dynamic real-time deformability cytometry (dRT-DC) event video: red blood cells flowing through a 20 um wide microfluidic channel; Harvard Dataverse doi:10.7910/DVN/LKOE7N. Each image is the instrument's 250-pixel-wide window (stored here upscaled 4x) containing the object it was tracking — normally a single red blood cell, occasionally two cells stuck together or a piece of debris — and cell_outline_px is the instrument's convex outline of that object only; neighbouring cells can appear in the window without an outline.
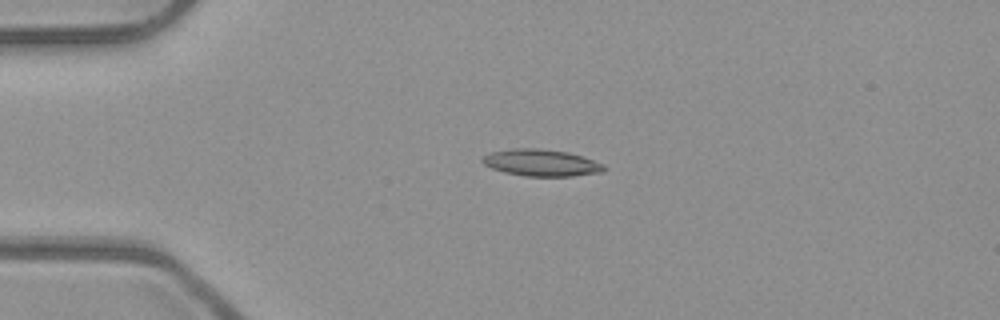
{"species": "common noctule bat (a hibernating species)", "species_latin": "Nyctalus noctula", "temperature_condition": "room temperature", "stored_images_in_passage": 4, "camera_frame_rate_fps": 3000, "um_per_image_px": 0.085, "animal": {"sex": "male", "body_mass_g": 23.1, "forearm_length_mm": 52.7}, "frame": {"image": 1, "passage_image": 2, "time_ms": 0.333, "image_size_px": [1000, 320], "cell_outline_px": [[608, 168], [604, 172], [572, 176], [524, 176], [504, 172], [492, 168], [484, 164], [480, 160], [488, 152], [512, 148], [540, 148], [568, 152], [604, 164]], "centroid_in_image_um": [46.0, 13.83], "position_along_channel_um": 39.0, "area_um2": 19.13}}
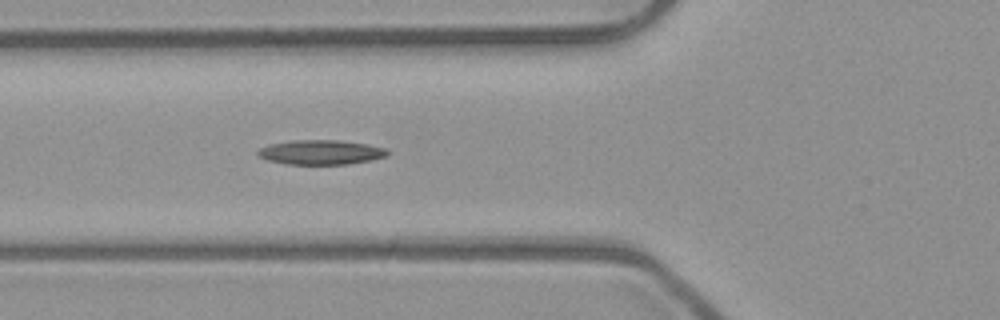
{"frame": {"image": 2, "passage_image": 4, "time_ms": 1.0, "image_size_px": [1000, 320], "cell_outline_px": [[388, 156], [372, 160], [348, 164], [284, 164], [268, 160], [260, 156], [256, 152], [260, 148], [268, 144], [292, 140], [336, 140], [368, 144], [388, 148]], "centroid_in_image_um": [27.3, 12.94], "position_along_channel_um": 98.5, "area_um2": 18.67}}